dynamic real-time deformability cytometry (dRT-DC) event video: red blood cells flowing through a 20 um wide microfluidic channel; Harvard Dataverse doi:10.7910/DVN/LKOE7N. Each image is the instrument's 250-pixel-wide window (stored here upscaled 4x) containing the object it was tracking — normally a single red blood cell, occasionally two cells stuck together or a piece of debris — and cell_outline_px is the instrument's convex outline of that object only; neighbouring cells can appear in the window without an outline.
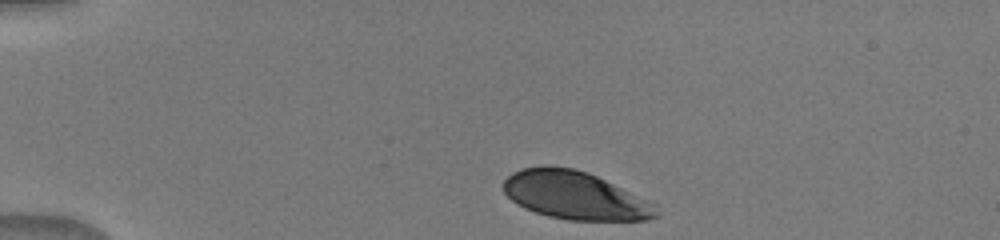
{"species": "human", "species_latin": "Homo sapiens", "temperature_condition": "warm", "stored_images_in_passage": 41, "camera_frame_rate_fps": 3000, "um_per_image_px": 0.085, "donor": {"sex": "male"}, "frame": {"image": 1, "passage_image": 1, "time_ms": 0.0, "image_size_px": [1000, 240], "cell_outline_px": [[660, 216], [648, 220], [568, 220], [548, 216], [524, 208], [512, 200], [504, 192], [504, 180], [512, 172], [520, 168], [544, 164], [548, 164], [572, 168], [588, 172], [656, 204], [660, 212]], "centroid_in_image_um": [48.87, 16.6], "position_along_channel_um": 36.1, "area_um2": 43.0}}
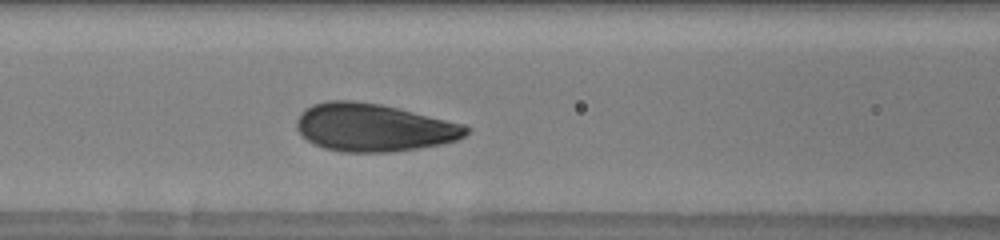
{"frame": {"image": 2, "passage_image": 13, "time_ms": 4.0, "image_size_px": [1000, 240], "cell_outline_px": [[472, 128], [464, 136], [456, 140], [440, 144], [420, 148], [392, 152], [340, 152], [324, 148], [308, 140], [296, 128], [296, 120], [300, 112], [312, 104], [328, 100], [352, 100], [380, 104], [464, 124]], "centroid_in_image_um": [31.74, 10.84], "position_along_channel_um": 134.9, "area_um2": 47.22}}
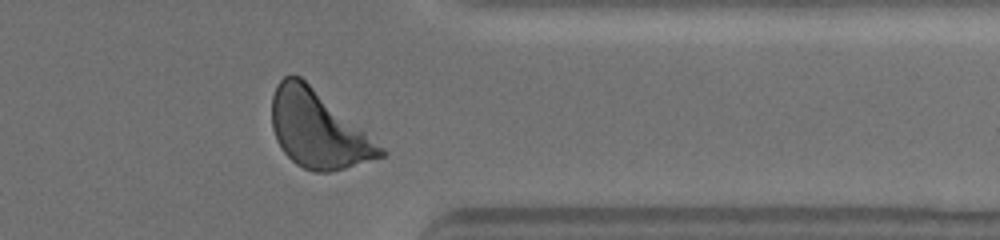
{"frame": {"image": 3, "passage_image": 32, "time_ms": 10.333, "image_size_px": [1000, 240], "cell_outline_px": [[388, 152], [384, 156], [344, 168], [328, 172], [312, 172], [296, 164], [280, 148], [276, 140], [272, 128], [272, 96], [276, 84], [284, 76], [300, 76], [384, 148]], "centroid_in_image_um": [26.99, 11.02], "position_along_channel_um": 384.4, "area_um2": 47.97}}